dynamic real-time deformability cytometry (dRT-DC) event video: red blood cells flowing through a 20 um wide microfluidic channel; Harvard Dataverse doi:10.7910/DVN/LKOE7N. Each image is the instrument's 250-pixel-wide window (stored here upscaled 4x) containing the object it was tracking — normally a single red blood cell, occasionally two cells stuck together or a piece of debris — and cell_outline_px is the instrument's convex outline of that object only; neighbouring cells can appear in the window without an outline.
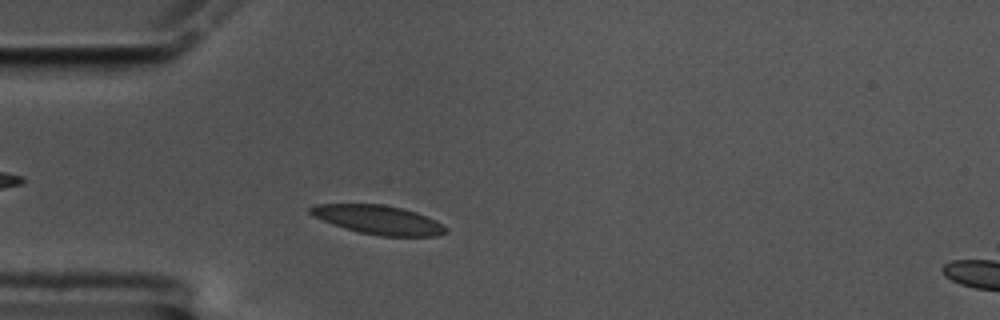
{"species": "common noctule bat (a hibernating species)", "species_latin": "Nyctalus noctula", "temperature_condition": "cold", "stored_images_in_passage": 52, "camera_frame_rate_fps": 3000, "um_per_image_px": 0.085, "animal": {"sex": "male", "body_mass_g": 17.5, "forearm_length_mm": 52.3}, "frame": {"image": 1, "passage_image": 8, "time_ms": 2.333, "image_size_px": [1000, 320], "cell_outline_px": [[448, 232], [436, 236], [380, 236], [360, 232], [344, 228], [332, 224], [312, 216], [308, 212], [308, 208], [316, 204], [384, 204], [416, 212], [436, 220], [448, 228]], "centroid_in_image_um": [32.15, 18.68], "position_along_channel_um": 52.8, "area_um2": 22.89}}
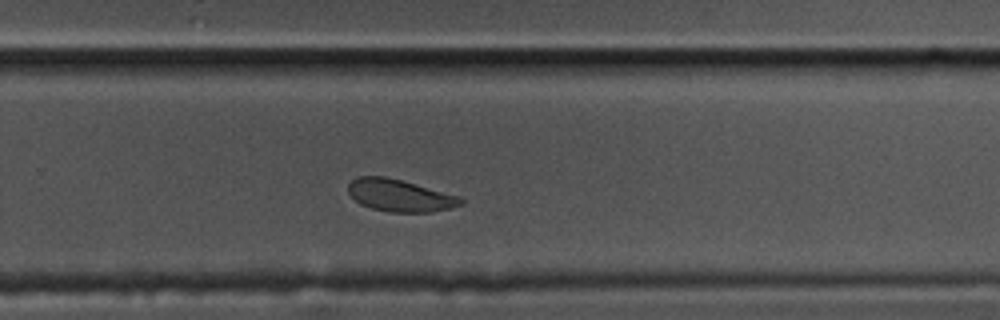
{"frame": {"image": 2, "passage_image": 31, "time_ms": 10.0, "image_size_px": [1000, 320], "cell_outline_px": [[464, 204], [452, 208], [432, 212], [388, 212], [372, 208], [360, 204], [348, 192], [348, 184], [356, 176], [384, 176], [400, 180], [460, 196], [464, 200]], "centroid_in_image_um": [34.0, 16.62], "position_along_channel_um": 295.8, "area_um2": 21.1}}
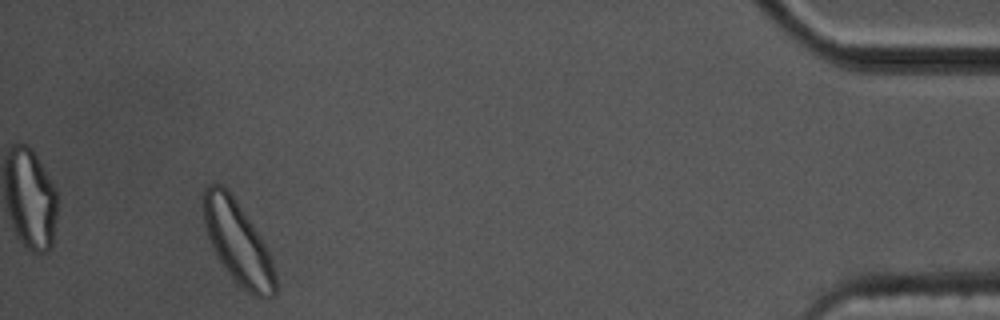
{"frame": {"image": 3, "passage_image": 48, "time_ms": 15.667, "image_size_px": [1000, 320], "cell_outline_px": [[276, 296], [268, 300], [264, 300], [252, 296], [228, 272], [220, 260], [208, 236], [204, 224], [204, 188], [208, 184], [220, 184], [236, 200], [252, 224], [264, 244], [268, 252], [276, 276]], "centroid_in_image_um": [20.25, 20.68], "position_along_channel_um": 415.0, "area_um2": 33.76}, "authors_computed_cell_mechanics": {"area_um2": 22.8888, "velocity_mm_per_s": 3.2824, "shape_relaxation_time_tau1_ms": 3.5599, "shape_relaxation_time_tau2_ms": null, "deformation_change_tau1": 0.0798, "deformation_change_tau2": null}}